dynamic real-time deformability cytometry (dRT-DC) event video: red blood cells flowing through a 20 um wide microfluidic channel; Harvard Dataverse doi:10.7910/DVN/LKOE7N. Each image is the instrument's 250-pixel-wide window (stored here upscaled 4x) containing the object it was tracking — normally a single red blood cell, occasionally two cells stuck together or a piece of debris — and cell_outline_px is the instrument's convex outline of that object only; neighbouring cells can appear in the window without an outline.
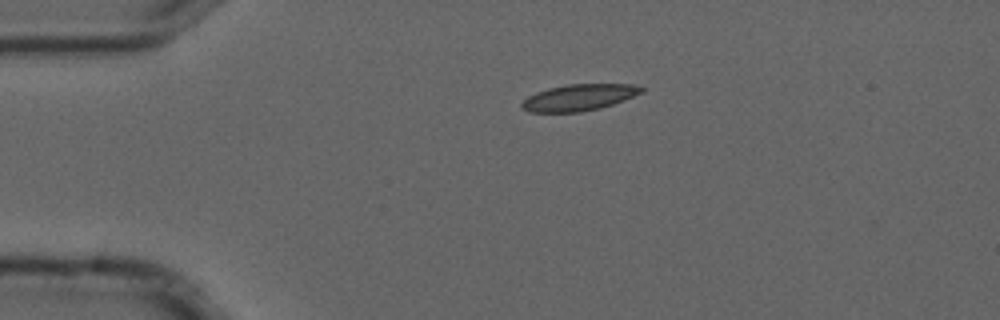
{"species": "common noctule bat (a hibernating species)", "species_latin": "Nyctalus noctula", "temperature_condition": "cold", "stored_images_in_passage": 3, "camera_frame_rate_fps": 3000, "um_per_image_px": 0.085, "animal": {"sex": "male", "forearm_length_mm": 52.5}, "frame": {"image": 1, "passage_image": 1, "time_ms": 0.0, "image_size_px": [1000, 320], "cell_outline_px": [[644, 92], [612, 104], [600, 108], [580, 112], [528, 112], [520, 108], [520, 104], [528, 96], [536, 92], [548, 88], [568, 84], [636, 84], [644, 88]], "centroid_in_image_um": [49.19, 8.28], "position_along_channel_um": 35.8, "area_um2": 18.5}}